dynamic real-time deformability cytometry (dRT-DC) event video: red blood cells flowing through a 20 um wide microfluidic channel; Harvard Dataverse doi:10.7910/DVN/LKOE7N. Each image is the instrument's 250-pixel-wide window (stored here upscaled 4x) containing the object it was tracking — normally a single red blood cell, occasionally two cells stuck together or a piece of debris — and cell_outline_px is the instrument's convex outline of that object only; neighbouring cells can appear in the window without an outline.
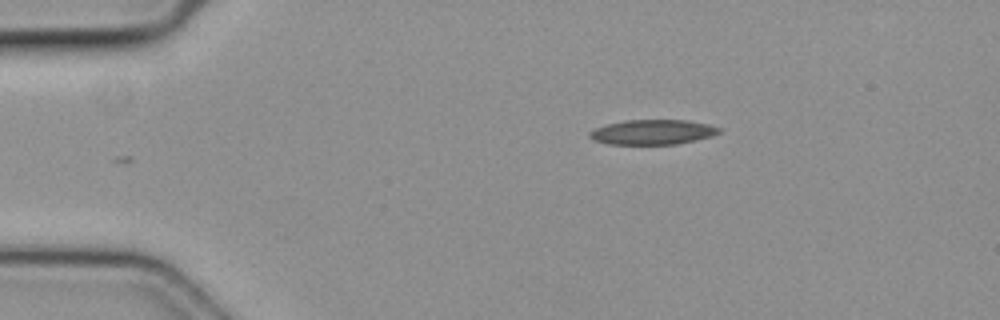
{"species": "common noctule bat (a hibernating species)", "species_latin": "Nyctalus noctula", "temperature_condition": "cold", "stored_images_in_passage": 8, "camera_frame_rate_fps": 3000, "um_per_image_px": 0.085, "animal": {"sex": "female", "body_mass_g": 19.3, "forearm_length_mm": 54.1}, "frame": {"image": 1, "passage_image": 1, "time_ms": 0.0, "image_size_px": [1000, 320], "cell_outline_px": [[724, 128], [720, 132], [712, 136], [696, 140], [676, 144], [608, 144], [596, 140], [588, 136], [588, 132], [596, 128], [608, 124], [624, 120], [688, 120], [708, 124]], "centroid_in_image_um": [55.52, 11.22], "position_along_channel_um": 29.5, "area_um2": 18.79}}